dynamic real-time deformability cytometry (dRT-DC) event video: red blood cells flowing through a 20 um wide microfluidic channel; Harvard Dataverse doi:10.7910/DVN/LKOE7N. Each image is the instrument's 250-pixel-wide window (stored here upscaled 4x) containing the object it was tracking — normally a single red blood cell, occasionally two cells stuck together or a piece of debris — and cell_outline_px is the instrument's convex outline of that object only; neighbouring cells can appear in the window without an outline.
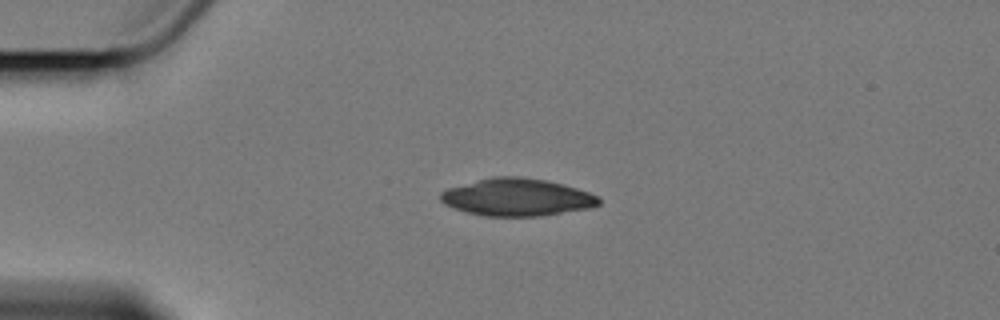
{"species": "Egyptian fruit bat (a non-hibernating species)", "species_latin": "Rousettus aegyptiacus", "temperature_condition": "cold", "stored_images_in_passage": 4, "camera_frame_rate_fps": 3000, "um_per_image_px": 0.085, "animal": {"sex": "female"}, "frame": {"image": 1, "passage_image": 1, "time_ms": 0.0, "image_size_px": [1000, 320], "cell_outline_px": [[600, 204], [592, 208], [536, 216], [484, 216], [468, 212], [444, 204], [440, 200], [440, 192], [448, 188], [492, 176], [520, 176], [544, 180], [564, 184], [600, 196]], "centroid_in_image_um": [43.96, 16.76], "position_along_channel_um": 41.0, "area_um2": 34.45}}